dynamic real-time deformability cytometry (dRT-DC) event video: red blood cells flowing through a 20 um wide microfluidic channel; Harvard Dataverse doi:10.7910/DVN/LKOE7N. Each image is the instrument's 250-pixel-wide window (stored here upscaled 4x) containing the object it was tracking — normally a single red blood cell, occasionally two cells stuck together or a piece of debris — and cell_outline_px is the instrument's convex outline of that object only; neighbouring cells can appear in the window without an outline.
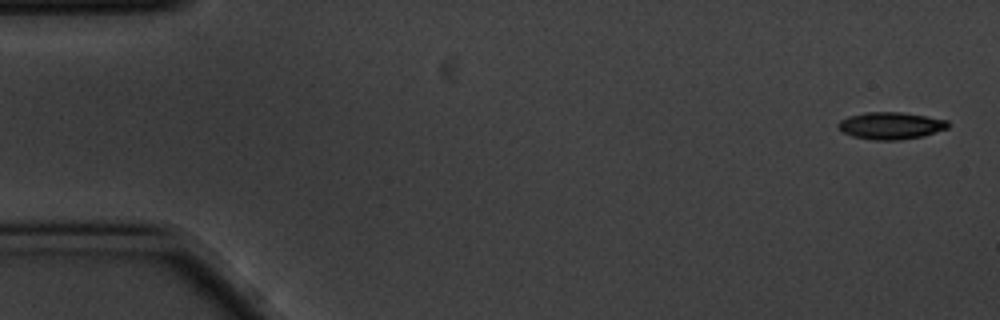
{"species": "common noctule bat (a hibernating species)", "species_latin": "Nyctalus noctula", "temperature_condition": "cold", "stored_images_in_passage": 5, "camera_frame_rate_fps": 3000, "um_per_image_px": 0.085, "animal": {"sex": "male", "body_mass_g": 20.1, "forearm_length_mm": 53.5}, "frame": {"image": 1, "passage_image": 1, "time_ms": 0.0, "image_size_px": [1000, 320], "cell_outline_px": [[948, 128], [924, 136], [900, 140], [872, 140], [852, 136], [844, 132], [836, 124], [840, 120], [848, 116], [864, 112], [900, 112], [948, 120]], "centroid_in_image_um": [75.7, 10.68], "position_along_channel_um": 9.3, "area_um2": 17.34}}